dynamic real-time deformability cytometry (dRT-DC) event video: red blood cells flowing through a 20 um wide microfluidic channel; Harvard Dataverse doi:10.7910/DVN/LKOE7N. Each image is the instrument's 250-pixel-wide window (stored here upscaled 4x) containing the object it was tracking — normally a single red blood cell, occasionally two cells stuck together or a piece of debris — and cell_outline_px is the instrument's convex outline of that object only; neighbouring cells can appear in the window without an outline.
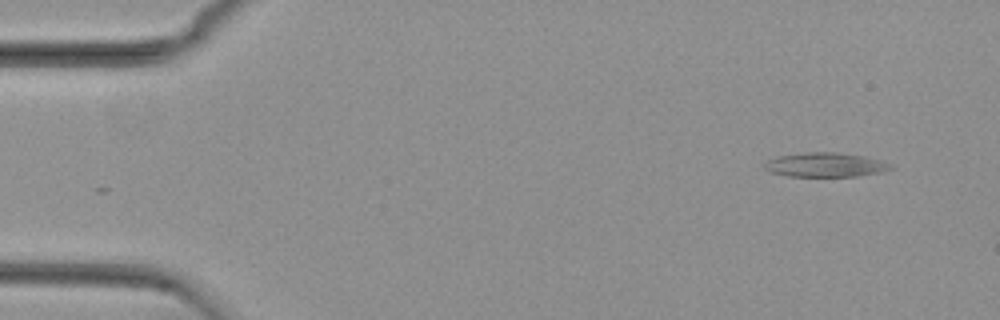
{"species": "common noctule bat (a hibernating species)", "species_latin": "Nyctalus noctula", "temperature_condition": "cold", "stored_images_in_passage": 46, "camera_frame_rate_fps": 3000, "um_per_image_px": 0.085, "animal": {"sex": "female", "body_mass_g": 29.2, "forearm_length_mm": 56.3}, "frame": {"image": 1, "passage_image": 1, "time_ms": 0.0, "image_size_px": [1000, 320], "cell_outline_px": [[896, 168], [880, 172], [856, 176], [788, 176], [772, 172], [764, 168], [764, 164], [768, 160], [776, 156], [808, 152], [836, 152], [864, 156], [884, 160], [896, 164]], "centroid_in_image_um": [70.25, 14.0], "position_along_channel_um": 14.8, "area_um2": 18.03}}
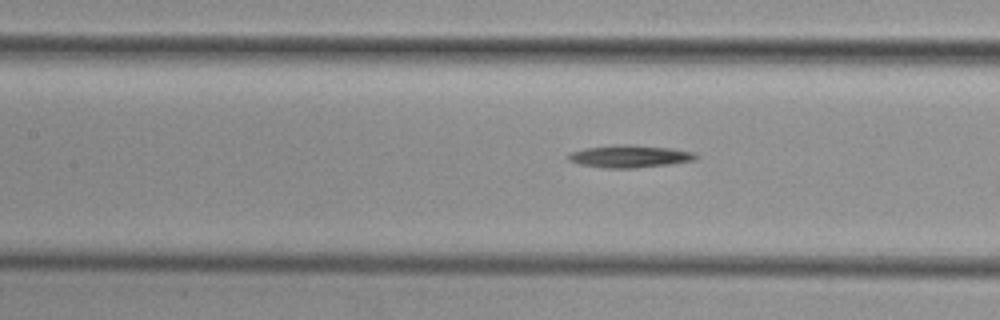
{"frame": {"image": 2, "passage_image": 21, "time_ms": 6.667, "image_size_px": [1000, 320], "cell_outline_px": [[696, 156], [692, 160], [668, 164], [632, 168], [608, 168], [580, 164], [568, 160], [568, 156], [572, 152], [584, 148], [616, 144], [628, 144], [672, 148], [692, 152]], "centroid_in_image_um": [53.47, 13.27], "position_along_channel_um": 153.9, "area_um2": 16.36}}
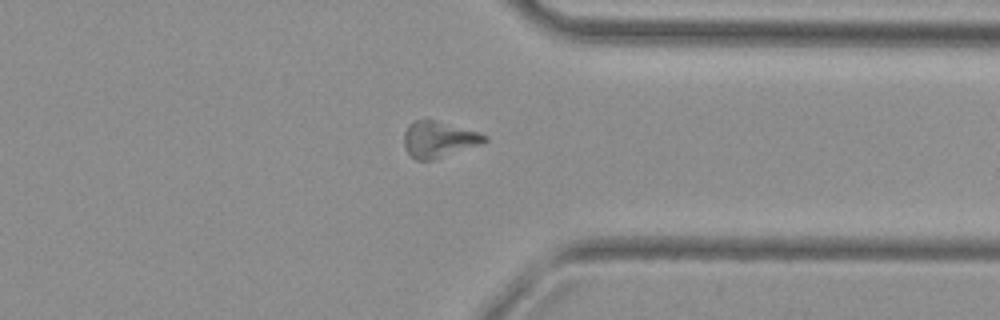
{"frame": {"image": 3, "passage_image": 39, "time_ms": 12.667, "image_size_px": [1000, 320], "cell_outline_px": [[488, 140], [480, 144], [432, 160], [416, 160], [404, 148], [404, 132], [408, 124], [412, 120], [432, 120], [480, 132], [488, 136]], "centroid_in_image_um": [37.27, 11.84], "position_along_channel_um": 374.1, "area_um2": 16.76}}